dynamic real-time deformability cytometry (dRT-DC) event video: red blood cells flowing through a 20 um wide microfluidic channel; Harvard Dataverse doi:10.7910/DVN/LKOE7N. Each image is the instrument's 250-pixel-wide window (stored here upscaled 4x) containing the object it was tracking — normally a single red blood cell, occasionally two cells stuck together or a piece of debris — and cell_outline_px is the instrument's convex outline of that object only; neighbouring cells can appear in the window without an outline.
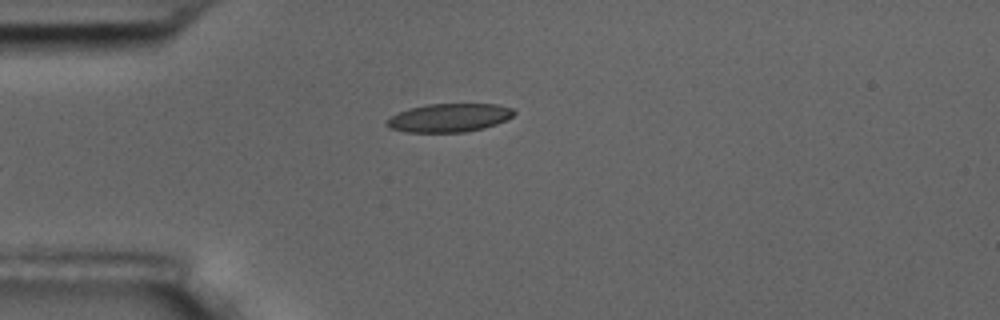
{"species": "common noctule bat (a hibernating species)", "species_latin": "Nyctalus noctula", "temperature_condition": "room temperature", "stored_images_in_passage": 6, "camera_frame_rate_fps": 3000, "um_per_image_px": 0.085, "animal": {"sex": "male", "body_mass_g": 17.5, "forearm_length_mm": 52.3}, "frame": {"image": 1, "passage_image": 6, "time_ms": 6.667, "image_size_px": [1000, 320], "cell_outline_px": [[516, 112], [512, 116], [496, 124], [484, 128], [464, 132], [404, 132], [388, 128], [384, 124], [384, 120], [408, 108], [428, 104], [496, 104], [512, 108]], "centroid_in_image_um": [38.13, 10.01], "position_along_channel_um": 46.9, "area_um2": 21.15}}